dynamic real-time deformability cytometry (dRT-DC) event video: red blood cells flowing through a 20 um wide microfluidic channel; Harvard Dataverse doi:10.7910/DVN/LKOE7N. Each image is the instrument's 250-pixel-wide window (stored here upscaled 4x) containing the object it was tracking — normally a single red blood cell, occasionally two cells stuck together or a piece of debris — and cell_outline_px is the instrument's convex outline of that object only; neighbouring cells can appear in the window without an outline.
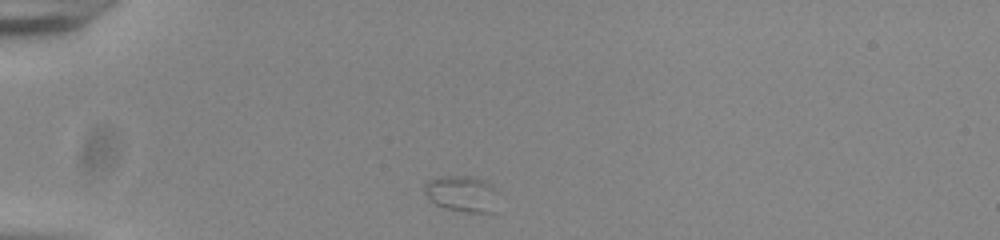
{"species": "common noctule bat (a hibernating species)", "species_latin": "Nyctalus noctula", "temperature_condition": "room temperature", "stored_images_in_passage": 31, "camera_frame_rate_fps": 3000, "um_per_image_px": 0.085, "animal": {"sex": "male", "body_mass_g": 20.0, "forearm_length_mm": 53.3}, "frame": {"image": 1, "passage_image": 1, "time_ms": 0.0, "image_size_px": [1000, 240], "cell_outline_px": [[492, 212], [464, 212], [444, 208], [428, 200], [424, 192], [424, 184], [428, 180], [440, 176], [472, 176], [484, 180], [492, 188]], "centroid_in_image_um": [39.1, 16.45], "position_along_channel_um": 45.9, "area_um2": 15.03}}
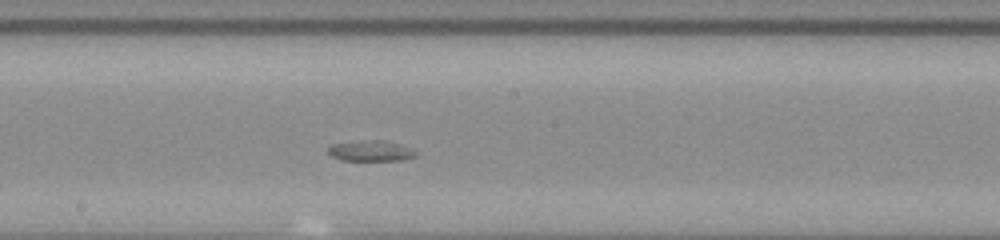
{"frame": {"image": 2, "passage_image": 18, "time_ms": 5.667, "image_size_px": [1000, 240], "cell_outline_px": [[416, 156], [400, 160], [344, 160], [332, 156], [328, 152], [328, 148], [332, 144], [364, 140], [388, 140], [412, 148], [416, 152]], "centroid_in_image_um": [31.55, 12.81], "position_along_channel_um": 216.7, "area_um2": 10.52}}
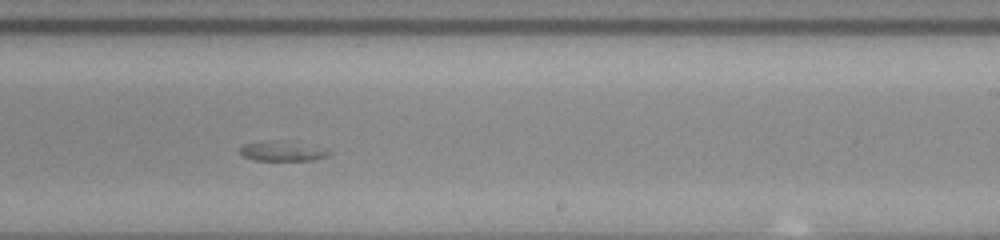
{"frame": {"image": 3, "passage_image": 22, "time_ms": 7.0, "image_size_px": [1000, 240], "cell_outline_px": [[332, 152], [328, 156], [312, 160], [252, 160], [244, 156], [240, 152], [240, 148], [244, 144], [264, 140], [296, 140], [332, 148]], "centroid_in_image_um": [24.15, 12.8], "position_along_channel_um": 264.9, "area_um2": 11.1}}